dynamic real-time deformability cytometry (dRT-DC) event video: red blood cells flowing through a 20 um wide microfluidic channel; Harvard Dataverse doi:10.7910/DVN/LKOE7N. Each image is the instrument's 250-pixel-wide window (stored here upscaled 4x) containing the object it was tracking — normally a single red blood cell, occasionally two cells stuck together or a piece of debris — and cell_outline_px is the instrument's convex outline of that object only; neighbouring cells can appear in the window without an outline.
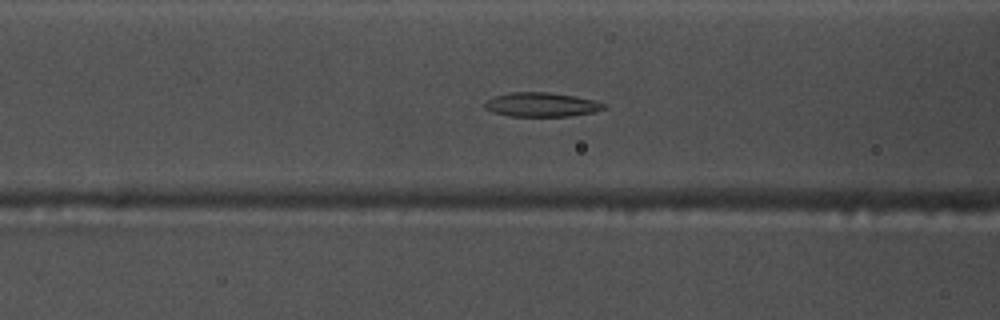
{"species": "common noctule bat (a hibernating species)", "species_latin": "Nyctalus noctula", "temperature_condition": "warm", "stored_images_in_passage": 55, "camera_frame_rate_fps": 3000, "um_per_image_px": 0.085, "animal": {"sex": "male", "body_mass_g": 17.5, "forearm_length_mm": 52.3}, "frame": {"image": 1, "passage_image": 22, "time_ms": 7.0, "image_size_px": [1000, 320], "cell_outline_px": [[608, 108], [592, 112], [568, 116], [508, 116], [492, 112], [484, 108], [484, 104], [488, 100], [496, 96], [512, 92], [548, 92], [572, 96], [592, 100], [608, 104]], "centroid_in_image_um": [46.03, 8.9], "position_along_channel_um": 120.6, "area_um2": 16.65}}
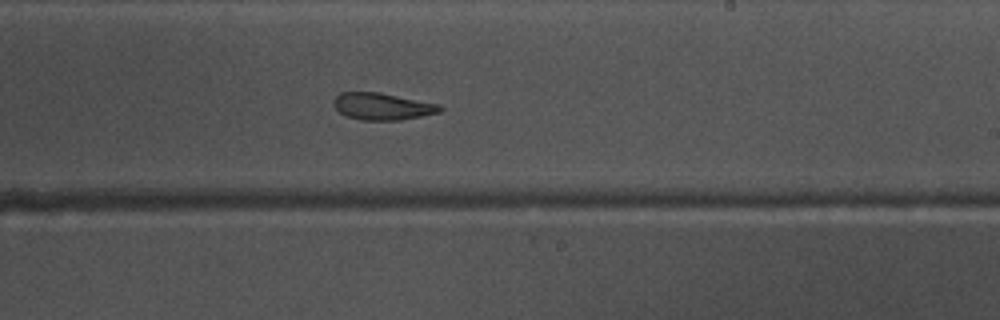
{"frame": {"image": 2, "passage_image": 33, "time_ms": 10.667, "image_size_px": [1000, 320], "cell_outline_px": [[444, 108], [440, 112], [400, 120], [360, 120], [348, 116], [340, 112], [332, 104], [332, 100], [340, 92], [380, 92], [440, 104]], "centroid_in_image_um": [32.5, 9.03], "position_along_channel_um": 256.5, "area_um2": 16.76}}
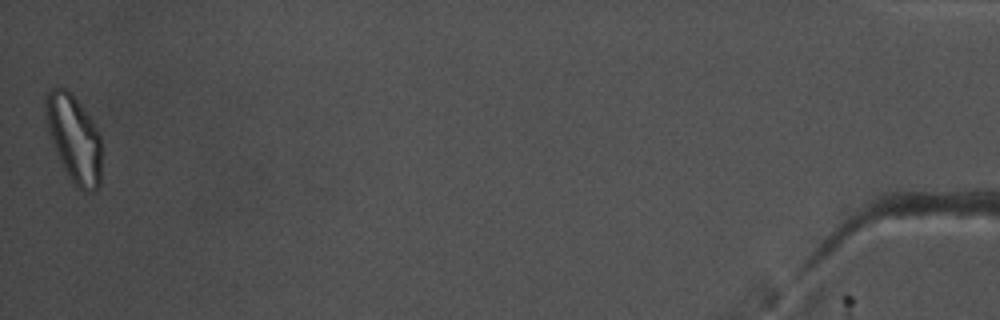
{"frame": {"image": 3, "passage_image": 55, "time_ms": 18.0, "image_size_px": [1000, 320], "cell_outline_px": [[104, 148], [100, 184], [92, 192], [84, 192], [76, 188], [72, 184], [56, 152], [48, 132], [44, 112], [44, 100], [48, 88], [64, 88], [76, 100], [92, 120], [100, 136]], "centroid_in_image_um": [6.32, 11.83], "position_along_channel_um": 428.9, "area_um2": 29.02}, "authors_computed_cell_mechanics": {"area_um2": 19.074, "velocity_mm_per_s": 3.7229, "shape_relaxation_time_tau1_ms": 7.8153, "shape_relaxation_time_tau2_ms": 3.6165, "deformation_change_tau1": 0.2178, "deformation_change_tau2": 0.0868}}